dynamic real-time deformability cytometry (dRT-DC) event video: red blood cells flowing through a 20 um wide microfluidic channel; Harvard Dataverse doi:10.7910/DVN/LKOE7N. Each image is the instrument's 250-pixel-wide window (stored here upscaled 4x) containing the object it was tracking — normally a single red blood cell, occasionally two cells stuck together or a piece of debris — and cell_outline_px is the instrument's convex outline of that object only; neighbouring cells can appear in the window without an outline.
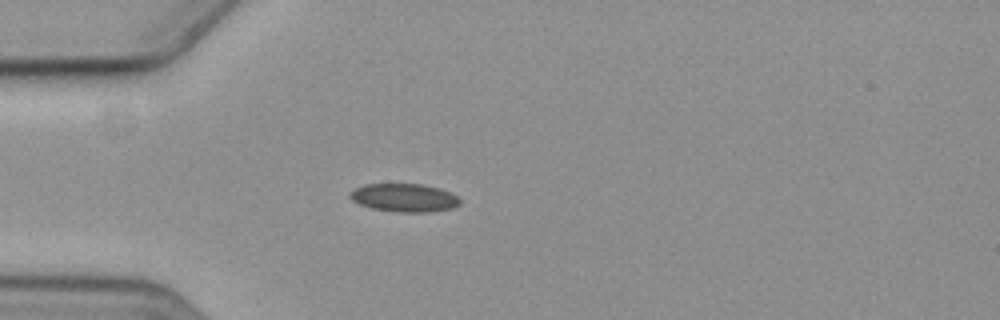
{"species": "common noctule bat (a hibernating species)", "species_latin": "Nyctalus noctula", "temperature_condition": "cold", "stored_images_in_passage": 4, "camera_frame_rate_fps": 3000, "um_per_image_px": 0.085, "animal": {"sex": "female", "body_mass_g": 19.3, "forearm_length_mm": 54.1}, "frame": {"image": 1, "passage_image": 4, "time_ms": 3.333, "image_size_px": [1000, 320], "cell_outline_px": [[460, 204], [452, 208], [432, 212], [396, 212], [372, 208], [360, 204], [352, 200], [348, 196], [356, 188], [364, 184], [420, 184], [440, 188], [456, 196], [460, 200]], "centroid_in_image_um": [34.37, 16.81], "position_along_channel_um": 50.6, "area_um2": 17.98}}